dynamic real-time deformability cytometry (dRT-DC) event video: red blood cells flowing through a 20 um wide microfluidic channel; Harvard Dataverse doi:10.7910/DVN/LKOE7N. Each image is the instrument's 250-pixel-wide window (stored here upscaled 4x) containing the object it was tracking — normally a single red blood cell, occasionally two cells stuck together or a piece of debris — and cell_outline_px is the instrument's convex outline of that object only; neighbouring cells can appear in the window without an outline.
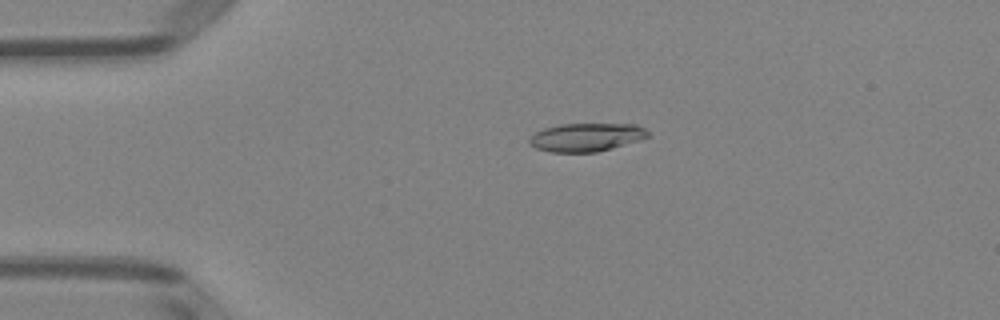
{"species": "Egyptian fruit bat (a non-hibernating species)", "species_latin": "Rousettus aegyptiacus", "temperature_condition": "room temperature", "stored_images_in_passage": 4, "camera_frame_rate_fps": 3000, "um_per_image_px": 0.085, "animal": {"sex": "female"}, "frame": {"image": 1, "passage_image": 3, "time_ms": 2.333, "image_size_px": [1000, 320], "cell_outline_px": [[648, 136], [636, 140], [596, 152], [552, 152], [536, 148], [528, 144], [528, 140], [536, 132], [544, 128], [560, 124], [636, 124], [644, 128], [648, 132]], "centroid_in_image_um": [49.77, 11.65], "position_along_channel_um": 35.2, "area_um2": 19.19}}